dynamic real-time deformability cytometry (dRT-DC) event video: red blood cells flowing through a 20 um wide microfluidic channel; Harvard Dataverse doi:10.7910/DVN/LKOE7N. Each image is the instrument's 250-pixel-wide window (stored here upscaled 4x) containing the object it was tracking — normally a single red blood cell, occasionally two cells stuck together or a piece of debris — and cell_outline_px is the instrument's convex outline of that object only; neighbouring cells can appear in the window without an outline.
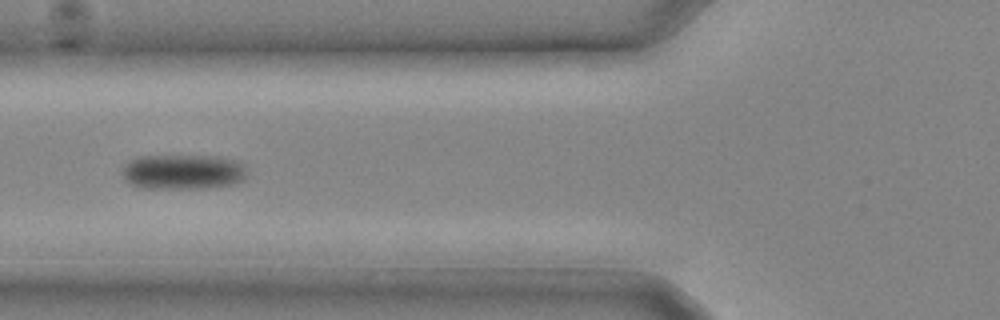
{"species": "common noctule bat (a hibernating species)", "species_latin": "Nyctalus noctula", "temperature_condition": "cold", "stored_images_in_passage": 13, "camera_frame_rate_fps": 3000, "um_per_image_px": 0.085, "animal": {"sex": "male", "body_mass_g": 20.4}, "frame": {"image": 1, "passage_image": 10, "time_ms": 3.0, "image_size_px": [1000, 320], "cell_outline_px": [[248, 176], [244, 180], [232, 184], [208, 188], [144, 188], [132, 184], [124, 180], [120, 172], [124, 164], [128, 160], [140, 156], [216, 156], [236, 160], [244, 164]], "centroid_in_image_um": [15.55, 14.6], "position_along_channel_um": 110.3, "area_um2": 25.84}}
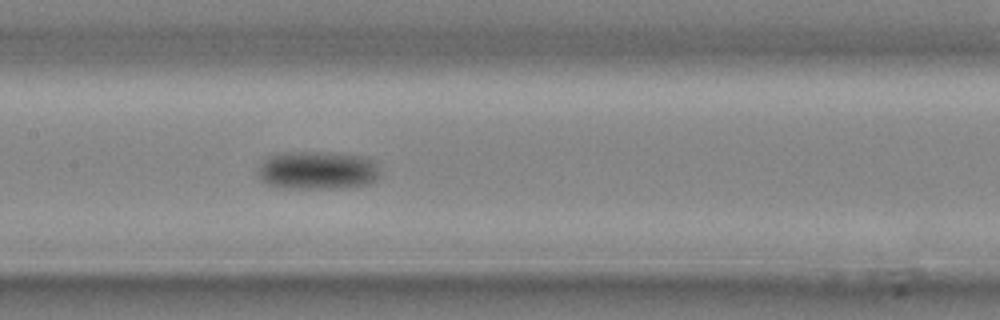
{"frame": {"image": 2, "passage_image": 13, "time_ms": 4.0, "image_size_px": [1000, 320], "cell_outline_px": [[380, 180], [368, 184], [340, 188], [292, 188], [268, 184], [260, 176], [260, 164], [268, 156], [276, 152], [312, 152], [360, 156], [376, 160], [380, 172]], "centroid_in_image_um": [27.06, 14.47], "position_along_channel_um": 180.3, "area_um2": 27.11}}